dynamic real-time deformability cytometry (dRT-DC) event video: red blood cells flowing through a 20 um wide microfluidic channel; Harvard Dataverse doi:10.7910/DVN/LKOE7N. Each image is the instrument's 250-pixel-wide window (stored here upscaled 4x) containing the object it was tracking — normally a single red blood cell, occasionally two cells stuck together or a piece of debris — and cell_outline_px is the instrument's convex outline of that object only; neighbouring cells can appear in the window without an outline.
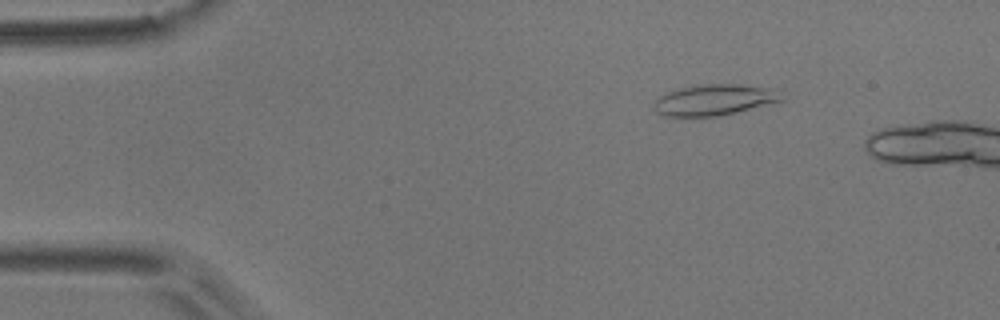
{"species": "common noctule bat (a hibernating species)", "species_latin": "Nyctalus noctula", "temperature_condition": "room temperature", "stored_images_in_passage": 10, "camera_frame_rate_fps": 3000, "um_per_image_px": 0.085, "animal": {"sex": "male", "body_mass_g": 17.9}, "frame": {"image": 1, "passage_image": 6, "time_ms": 1.667, "image_size_px": [1000, 320], "cell_outline_px": [[788, 100], [736, 112], [716, 116], [664, 116], [656, 112], [652, 108], [652, 104], [664, 92], [696, 84], [740, 84], [784, 88]], "centroid_in_image_um": [60.87, 8.46], "position_along_channel_um": 24.1, "area_um2": 24.04}}